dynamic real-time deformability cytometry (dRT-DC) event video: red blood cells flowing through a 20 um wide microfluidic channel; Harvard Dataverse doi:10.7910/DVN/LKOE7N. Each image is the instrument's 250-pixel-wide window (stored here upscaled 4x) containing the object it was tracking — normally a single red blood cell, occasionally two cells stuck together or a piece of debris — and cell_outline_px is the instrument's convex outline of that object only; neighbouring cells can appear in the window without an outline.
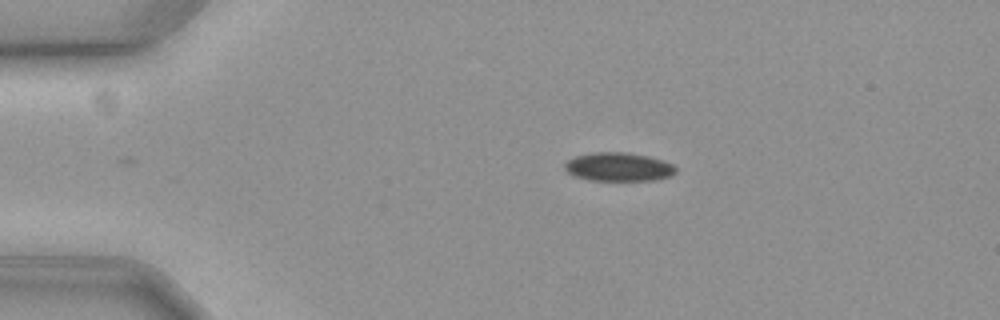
{"species": "common noctule bat (a hibernating species)", "species_latin": "Nyctalus noctula", "temperature_condition": "cold", "stored_images_in_passage": 10, "camera_frame_rate_fps": 3000, "um_per_image_px": 0.085, "animal": {"sex": "female", "body_mass_g": 19.3, "forearm_length_mm": 54.1}, "frame": {"image": 1, "passage_image": 1, "time_ms": 0.0, "image_size_px": [1000, 320], "cell_outline_px": [[676, 172], [672, 176], [656, 180], [588, 180], [572, 176], [564, 168], [564, 164], [568, 160], [576, 156], [596, 152], [624, 152], [648, 156], [664, 160], [672, 164], [676, 168]], "centroid_in_image_um": [52.59, 14.19], "position_along_channel_um": 32.4, "area_um2": 18.61}}
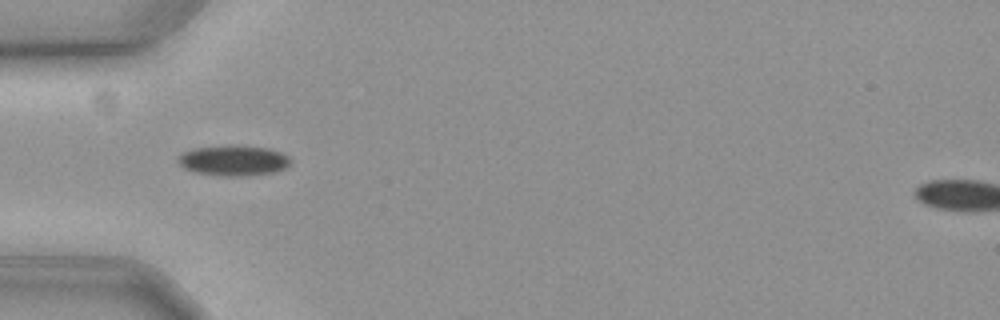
{"frame": {"image": 2, "passage_image": 8, "time_ms": 2.333, "image_size_px": [1000, 320], "cell_outline_px": [[292, 160], [288, 168], [276, 172], [244, 176], [220, 176], [196, 172], [184, 168], [176, 160], [176, 156], [184, 152], [196, 148], [232, 144], [268, 148], [280, 152], [288, 156]], "centroid_in_image_um": [19.87, 13.64], "position_along_channel_um": 65.1, "area_um2": 20.29}}